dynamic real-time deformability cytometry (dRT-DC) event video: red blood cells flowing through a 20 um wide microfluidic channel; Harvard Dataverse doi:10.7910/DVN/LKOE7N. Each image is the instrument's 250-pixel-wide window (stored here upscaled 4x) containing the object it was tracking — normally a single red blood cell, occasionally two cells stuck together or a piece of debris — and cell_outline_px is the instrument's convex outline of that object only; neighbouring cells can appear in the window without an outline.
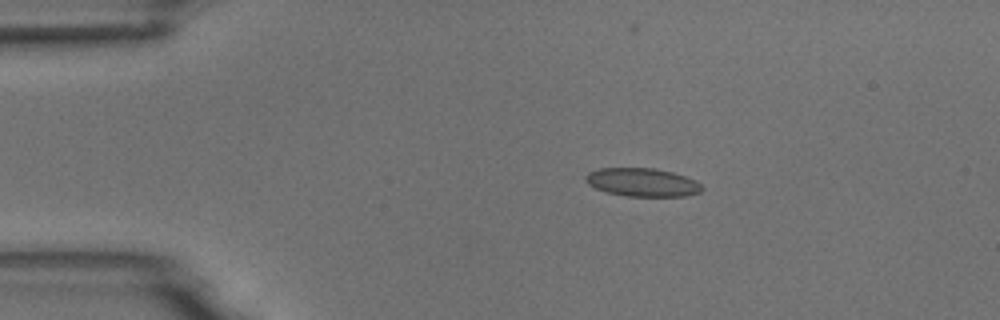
{"species": "common noctule bat (a hibernating species)", "species_latin": "Nyctalus noctula", "temperature_condition": "room temperature", "stored_images_in_passage": 7, "camera_frame_rate_fps": 3000, "um_per_image_px": 0.085, "animal": {"sex": "male", "body_mass_g": 18.8}, "frame": {"image": 1, "passage_image": 2, "time_ms": 1.333, "image_size_px": [1000, 320], "cell_outline_px": [[704, 188], [700, 192], [684, 196], [628, 196], [608, 192], [596, 188], [588, 184], [584, 180], [584, 176], [588, 172], [600, 168], [656, 168], [672, 172], [696, 180]], "centroid_in_image_um": [54.59, 15.49], "position_along_channel_um": 30.4, "area_um2": 19.19}}
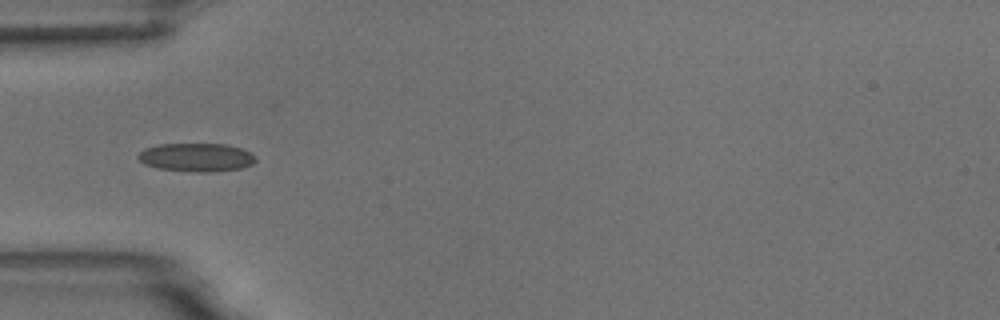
{"frame": {"image": 2, "passage_image": 4, "time_ms": 3.667, "image_size_px": [1000, 320], "cell_outline_px": [[256, 160], [252, 164], [244, 168], [212, 172], [192, 172], [156, 168], [144, 164], [136, 156], [144, 148], [160, 144], [224, 144], [240, 148], [252, 152], [256, 156]], "centroid_in_image_um": [16.71, 13.38], "position_along_channel_um": 68.3, "area_um2": 19.71}}